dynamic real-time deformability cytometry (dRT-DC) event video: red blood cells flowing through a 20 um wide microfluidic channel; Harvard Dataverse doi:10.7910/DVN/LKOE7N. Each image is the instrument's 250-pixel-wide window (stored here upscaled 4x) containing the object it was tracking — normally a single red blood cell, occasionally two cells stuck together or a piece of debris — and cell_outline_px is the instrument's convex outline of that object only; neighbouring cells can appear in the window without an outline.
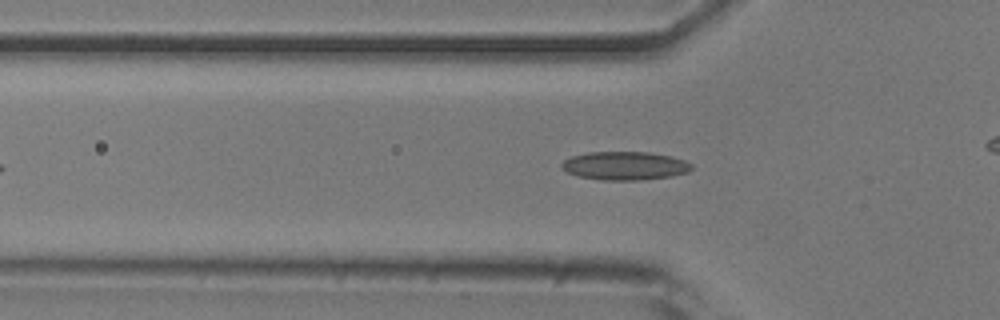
{"species": "common noctule bat (a hibernating species)", "species_latin": "Nyctalus noctula", "temperature_condition": "room temperature", "stored_images_in_passage": 37, "camera_frame_rate_fps": 3000, "um_per_image_px": 0.085, "animal": {"sex": "male", "body_mass_g": 20.5, "forearm_length_mm": 52.5}, "frame": {"image": 1, "passage_image": 10, "time_ms": 3.0, "image_size_px": [1000, 320], "cell_outline_px": [[692, 168], [688, 172], [672, 176], [640, 180], [604, 180], [580, 176], [568, 172], [560, 168], [560, 164], [564, 160], [572, 156], [588, 152], [648, 152], [672, 156], [684, 160], [692, 164]], "centroid_in_image_um": [53.12, 14.08], "position_along_channel_um": 72.7, "area_um2": 21.5}}
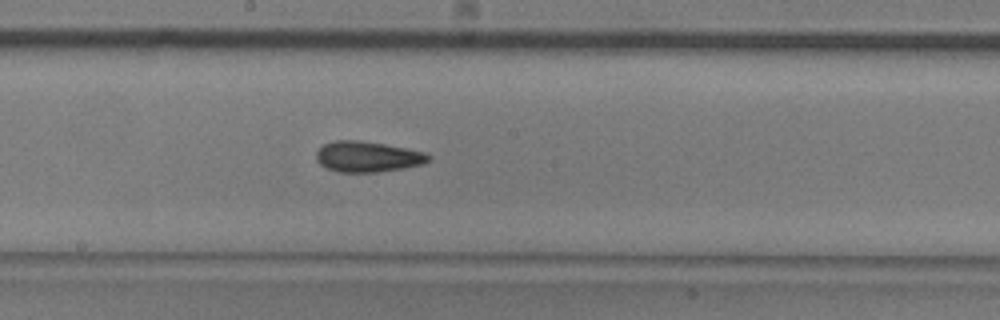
{"frame": {"image": 2, "passage_image": 21, "time_ms": 6.667, "image_size_px": [1000, 320], "cell_outline_px": [[432, 160], [424, 164], [404, 168], [376, 172], [340, 172], [328, 168], [320, 164], [316, 160], [316, 152], [324, 144], [336, 140], [356, 140], [384, 144], [424, 152], [432, 156]], "centroid_in_image_um": [31.27, 13.32], "position_along_channel_um": 216.9, "area_um2": 20.0}}
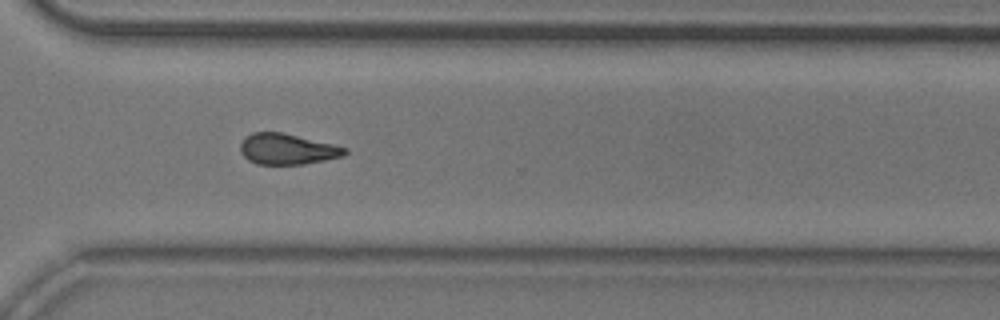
{"frame": {"image": 3, "passage_image": 31, "time_ms": 10.0, "image_size_px": [1000, 320], "cell_outline_px": [[348, 152], [344, 156], [304, 164], [256, 164], [248, 160], [240, 152], [240, 144], [244, 136], [252, 132], [280, 132], [332, 144], [348, 148]], "centroid_in_image_um": [24.39, 12.67], "position_along_channel_um": 346.2, "area_um2": 18.73}, "authors_computed_cell_mechanics": {"area_um2": 19.4786, "velocity_mm_per_s": 3.8948, "shape_relaxation_time_tau1_ms": 10.0421, "shape_relaxation_time_tau2_ms": 3.472, "deformation_change_tau1": 0.199, "deformation_change_tau2": 0.1185}}